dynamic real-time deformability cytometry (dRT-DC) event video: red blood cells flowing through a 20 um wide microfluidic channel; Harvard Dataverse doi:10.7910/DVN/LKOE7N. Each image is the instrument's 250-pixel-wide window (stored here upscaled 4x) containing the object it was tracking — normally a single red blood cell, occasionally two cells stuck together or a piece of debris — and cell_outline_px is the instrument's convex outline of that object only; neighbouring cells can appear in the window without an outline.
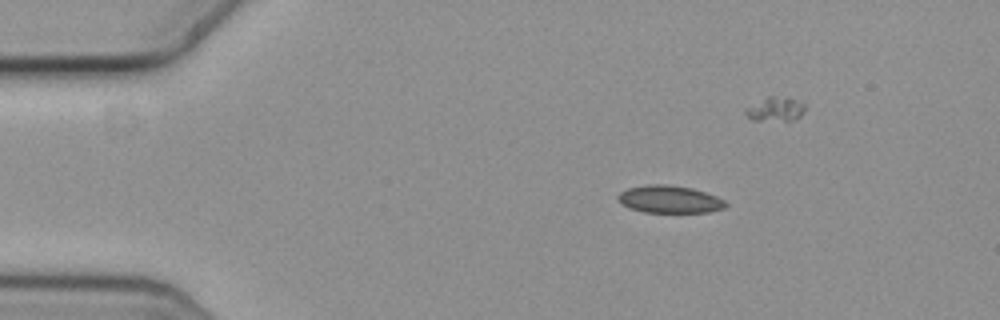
{"species": "common noctule bat (a hibernating species)", "species_latin": "Nyctalus noctula", "temperature_condition": "cold", "stored_images_in_passage": 9, "camera_frame_rate_fps": 3000, "um_per_image_px": 0.085, "animal": {"sex": "female", "body_mass_g": 19.3, "forearm_length_mm": 54.1}, "frame": {"image": 1, "passage_image": 1, "time_ms": 0.0, "image_size_px": [1000, 320], "cell_outline_px": [[728, 204], [724, 208], [708, 212], [644, 212], [628, 208], [620, 204], [616, 196], [620, 192], [628, 188], [652, 184], [664, 184], [692, 188], [716, 196], [724, 200]], "centroid_in_image_um": [56.88, 16.94], "position_along_channel_um": 28.1, "area_um2": 17.22}}